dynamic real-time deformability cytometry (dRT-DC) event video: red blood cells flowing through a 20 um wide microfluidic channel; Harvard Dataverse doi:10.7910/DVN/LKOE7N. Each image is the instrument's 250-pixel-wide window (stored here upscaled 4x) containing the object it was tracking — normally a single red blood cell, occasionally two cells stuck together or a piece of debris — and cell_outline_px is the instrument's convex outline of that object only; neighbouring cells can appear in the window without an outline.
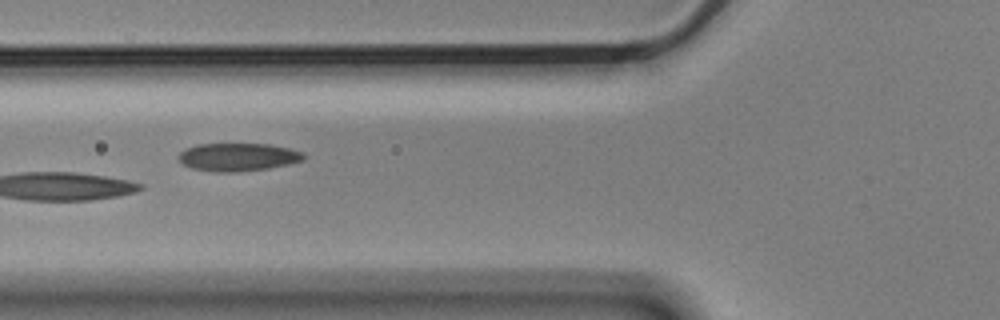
{"species": "Egyptian fruit bat (a non-hibernating species)", "species_latin": "Rousettus aegyptiacus", "temperature_condition": "cold", "stored_images_in_passage": 9, "camera_frame_rate_fps": 3000, "um_per_image_px": 0.085, "animal": {"sex": "male"}, "frame": {"image": 1, "passage_image": 6, "time_ms": 1.667, "image_size_px": [1000, 320], "cell_outline_px": [[308, 156], [304, 160], [288, 164], [268, 168], [232, 172], [216, 172], [192, 168], [184, 164], [180, 160], [180, 152], [196, 144], [268, 144], [288, 148], [304, 152]], "centroid_in_image_um": [20.29, 13.34], "position_along_channel_um": 105.5, "area_um2": 20.23}}
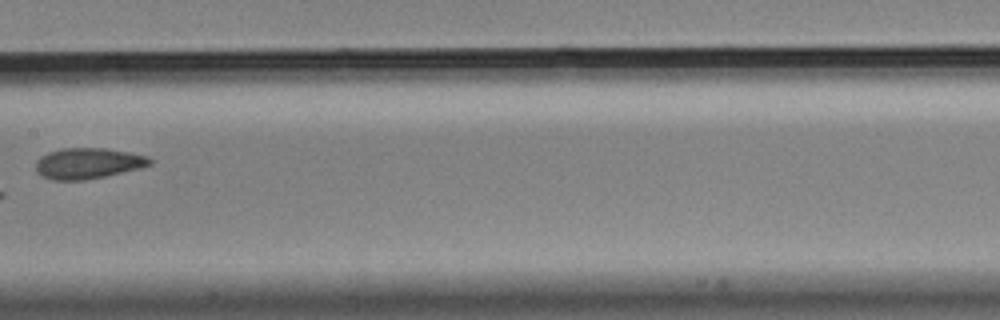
{"frame": {"image": 2, "passage_image": 8, "time_ms": 2.333, "image_size_px": [1000, 320], "cell_outline_px": [[152, 164], [140, 168], [104, 176], [84, 180], [52, 180], [36, 172], [36, 160], [40, 156], [48, 152], [64, 148], [104, 148], [128, 152], [148, 156], [152, 160]], "centroid_in_image_um": [7.47, 13.88], "position_along_channel_um": 199.9, "area_um2": 20.4}}
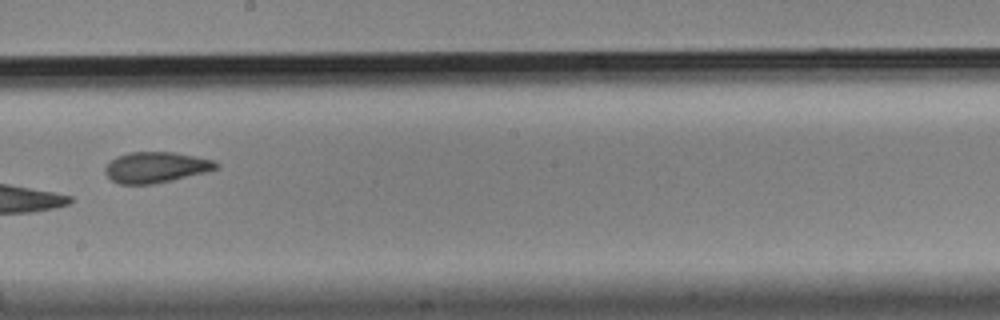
{"frame": {"image": 3, "passage_image": 9, "time_ms": 2.667, "image_size_px": [1000, 320], "cell_outline_px": [[220, 168], [208, 172], [172, 180], [152, 184], [120, 184], [112, 180], [104, 172], [104, 168], [116, 156], [128, 152], [176, 152], [216, 160], [220, 164]], "centroid_in_image_um": [13.31, 14.21], "position_along_channel_um": 234.9, "area_um2": 20.17}}